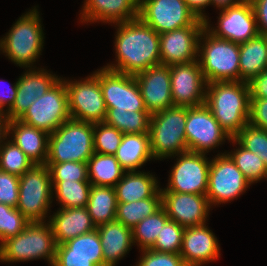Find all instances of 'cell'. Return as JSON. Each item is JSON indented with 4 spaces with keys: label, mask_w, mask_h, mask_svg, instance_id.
Listing matches in <instances>:
<instances>
[{
    "label": "cell",
    "mask_w": 267,
    "mask_h": 266,
    "mask_svg": "<svg viewBox=\"0 0 267 266\" xmlns=\"http://www.w3.org/2000/svg\"><path fill=\"white\" fill-rule=\"evenodd\" d=\"M115 64L104 66L127 75H136L160 64L159 34L139 17L116 23Z\"/></svg>",
    "instance_id": "obj_1"
},
{
    "label": "cell",
    "mask_w": 267,
    "mask_h": 266,
    "mask_svg": "<svg viewBox=\"0 0 267 266\" xmlns=\"http://www.w3.org/2000/svg\"><path fill=\"white\" fill-rule=\"evenodd\" d=\"M220 126L234 138L249 123L250 89L246 81L207 83L205 103Z\"/></svg>",
    "instance_id": "obj_2"
},
{
    "label": "cell",
    "mask_w": 267,
    "mask_h": 266,
    "mask_svg": "<svg viewBox=\"0 0 267 266\" xmlns=\"http://www.w3.org/2000/svg\"><path fill=\"white\" fill-rule=\"evenodd\" d=\"M36 6L19 17L9 32L0 39V51L19 67L33 68L41 55L44 33Z\"/></svg>",
    "instance_id": "obj_3"
},
{
    "label": "cell",
    "mask_w": 267,
    "mask_h": 266,
    "mask_svg": "<svg viewBox=\"0 0 267 266\" xmlns=\"http://www.w3.org/2000/svg\"><path fill=\"white\" fill-rule=\"evenodd\" d=\"M55 238L49 222H29L24 230L0 244V262H24L46 259L53 266L56 257Z\"/></svg>",
    "instance_id": "obj_4"
},
{
    "label": "cell",
    "mask_w": 267,
    "mask_h": 266,
    "mask_svg": "<svg viewBox=\"0 0 267 266\" xmlns=\"http://www.w3.org/2000/svg\"><path fill=\"white\" fill-rule=\"evenodd\" d=\"M197 61L207 83L240 81L239 44L214 37L205 28L199 38Z\"/></svg>",
    "instance_id": "obj_5"
},
{
    "label": "cell",
    "mask_w": 267,
    "mask_h": 266,
    "mask_svg": "<svg viewBox=\"0 0 267 266\" xmlns=\"http://www.w3.org/2000/svg\"><path fill=\"white\" fill-rule=\"evenodd\" d=\"M187 107L173 106L150 118V150L155 160L175 158L188 151L186 143Z\"/></svg>",
    "instance_id": "obj_6"
},
{
    "label": "cell",
    "mask_w": 267,
    "mask_h": 266,
    "mask_svg": "<svg viewBox=\"0 0 267 266\" xmlns=\"http://www.w3.org/2000/svg\"><path fill=\"white\" fill-rule=\"evenodd\" d=\"M93 130L94 123L71 118L64 122L49 134L46 163H87L94 153Z\"/></svg>",
    "instance_id": "obj_7"
},
{
    "label": "cell",
    "mask_w": 267,
    "mask_h": 266,
    "mask_svg": "<svg viewBox=\"0 0 267 266\" xmlns=\"http://www.w3.org/2000/svg\"><path fill=\"white\" fill-rule=\"evenodd\" d=\"M52 181L46 164H35L19 177L17 209L29 222H46L53 201Z\"/></svg>",
    "instance_id": "obj_8"
},
{
    "label": "cell",
    "mask_w": 267,
    "mask_h": 266,
    "mask_svg": "<svg viewBox=\"0 0 267 266\" xmlns=\"http://www.w3.org/2000/svg\"><path fill=\"white\" fill-rule=\"evenodd\" d=\"M63 80L67 88L70 118L90 123L104 122L107 108L99 83V69L83 80Z\"/></svg>",
    "instance_id": "obj_9"
},
{
    "label": "cell",
    "mask_w": 267,
    "mask_h": 266,
    "mask_svg": "<svg viewBox=\"0 0 267 266\" xmlns=\"http://www.w3.org/2000/svg\"><path fill=\"white\" fill-rule=\"evenodd\" d=\"M69 119L67 88L61 77L43 96L36 99L18 120L52 134Z\"/></svg>",
    "instance_id": "obj_10"
},
{
    "label": "cell",
    "mask_w": 267,
    "mask_h": 266,
    "mask_svg": "<svg viewBox=\"0 0 267 266\" xmlns=\"http://www.w3.org/2000/svg\"><path fill=\"white\" fill-rule=\"evenodd\" d=\"M250 185L226 152L211 160L206 194L210 206L233 201L243 195Z\"/></svg>",
    "instance_id": "obj_11"
},
{
    "label": "cell",
    "mask_w": 267,
    "mask_h": 266,
    "mask_svg": "<svg viewBox=\"0 0 267 266\" xmlns=\"http://www.w3.org/2000/svg\"><path fill=\"white\" fill-rule=\"evenodd\" d=\"M176 156L168 185L160 191L206 195L211 162L206 154L186 151Z\"/></svg>",
    "instance_id": "obj_12"
},
{
    "label": "cell",
    "mask_w": 267,
    "mask_h": 266,
    "mask_svg": "<svg viewBox=\"0 0 267 266\" xmlns=\"http://www.w3.org/2000/svg\"><path fill=\"white\" fill-rule=\"evenodd\" d=\"M138 17L158 34L190 25H204L185 0H143Z\"/></svg>",
    "instance_id": "obj_13"
},
{
    "label": "cell",
    "mask_w": 267,
    "mask_h": 266,
    "mask_svg": "<svg viewBox=\"0 0 267 266\" xmlns=\"http://www.w3.org/2000/svg\"><path fill=\"white\" fill-rule=\"evenodd\" d=\"M185 133L188 151L200 154L209 153L226 139L231 140L205 104L187 107Z\"/></svg>",
    "instance_id": "obj_14"
},
{
    "label": "cell",
    "mask_w": 267,
    "mask_h": 266,
    "mask_svg": "<svg viewBox=\"0 0 267 266\" xmlns=\"http://www.w3.org/2000/svg\"><path fill=\"white\" fill-rule=\"evenodd\" d=\"M99 83L107 111H147L133 75L99 69Z\"/></svg>",
    "instance_id": "obj_15"
},
{
    "label": "cell",
    "mask_w": 267,
    "mask_h": 266,
    "mask_svg": "<svg viewBox=\"0 0 267 266\" xmlns=\"http://www.w3.org/2000/svg\"><path fill=\"white\" fill-rule=\"evenodd\" d=\"M218 26L211 27L209 17L204 21L205 29L214 37L234 43H244L258 35L255 15L249 0L220 10Z\"/></svg>",
    "instance_id": "obj_16"
},
{
    "label": "cell",
    "mask_w": 267,
    "mask_h": 266,
    "mask_svg": "<svg viewBox=\"0 0 267 266\" xmlns=\"http://www.w3.org/2000/svg\"><path fill=\"white\" fill-rule=\"evenodd\" d=\"M174 106L194 107L205 103L207 82L198 61L170 66Z\"/></svg>",
    "instance_id": "obj_17"
},
{
    "label": "cell",
    "mask_w": 267,
    "mask_h": 266,
    "mask_svg": "<svg viewBox=\"0 0 267 266\" xmlns=\"http://www.w3.org/2000/svg\"><path fill=\"white\" fill-rule=\"evenodd\" d=\"M204 25H190L159 34L160 64L174 65L196 61Z\"/></svg>",
    "instance_id": "obj_18"
},
{
    "label": "cell",
    "mask_w": 267,
    "mask_h": 266,
    "mask_svg": "<svg viewBox=\"0 0 267 266\" xmlns=\"http://www.w3.org/2000/svg\"><path fill=\"white\" fill-rule=\"evenodd\" d=\"M169 220L184 228L205 224L212 208L206 195L160 191Z\"/></svg>",
    "instance_id": "obj_19"
},
{
    "label": "cell",
    "mask_w": 267,
    "mask_h": 266,
    "mask_svg": "<svg viewBox=\"0 0 267 266\" xmlns=\"http://www.w3.org/2000/svg\"><path fill=\"white\" fill-rule=\"evenodd\" d=\"M146 110L152 115L173 107L170 66L159 64L134 75Z\"/></svg>",
    "instance_id": "obj_20"
},
{
    "label": "cell",
    "mask_w": 267,
    "mask_h": 266,
    "mask_svg": "<svg viewBox=\"0 0 267 266\" xmlns=\"http://www.w3.org/2000/svg\"><path fill=\"white\" fill-rule=\"evenodd\" d=\"M35 68V66L27 68L26 72L17 79L14 104L5 112L9 120L19 119L36 99L43 96L61 79L44 68Z\"/></svg>",
    "instance_id": "obj_21"
},
{
    "label": "cell",
    "mask_w": 267,
    "mask_h": 266,
    "mask_svg": "<svg viewBox=\"0 0 267 266\" xmlns=\"http://www.w3.org/2000/svg\"><path fill=\"white\" fill-rule=\"evenodd\" d=\"M220 250L217 237L208 225L184 229L180 255L186 266H202L216 261L221 255Z\"/></svg>",
    "instance_id": "obj_22"
},
{
    "label": "cell",
    "mask_w": 267,
    "mask_h": 266,
    "mask_svg": "<svg viewBox=\"0 0 267 266\" xmlns=\"http://www.w3.org/2000/svg\"><path fill=\"white\" fill-rule=\"evenodd\" d=\"M47 221L52 228L57 245L97 229L86 207L58 208V211L49 216Z\"/></svg>",
    "instance_id": "obj_23"
},
{
    "label": "cell",
    "mask_w": 267,
    "mask_h": 266,
    "mask_svg": "<svg viewBox=\"0 0 267 266\" xmlns=\"http://www.w3.org/2000/svg\"><path fill=\"white\" fill-rule=\"evenodd\" d=\"M80 20L86 24L121 23L138 17V9L129 0H85Z\"/></svg>",
    "instance_id": "obj_24"
},
{
    "label": "cell",
    "mask_w": 267,
    "mask_h": 266,
    "mask_svg": "<svg viewBox=\"0 0 267 266\" xmlns=\"http://www.w3.org/2000/svg\"><path fill=\"white\" fill-rule=\"evenodd\" d=\"M8 136L34 164H46L49 139L47 132L15 119L9 121Z\"/></svg>",
    "instance_id": "obj_25"
},
{
    "label": "cell",
    "mask_w": 267,
    "mask_h": 266,
    "mask_svg": "<svg viewBox=\"0 0 267 266\" xmlns=\"http://www.w3.org/2000/svg\"><path fill=\"white\" fill-rule=\"evenodd\" d=\"M103 250L104 266H116L132 249V229L113 220L97 227Z\"/></svg>",
    "instance_id": "obj_26"
},
{
    "label": "cell",
    "mask_w": 267,
    "mask_h": 266,
    "mask_svg": "<svg viewBox=\"0 0 267 266\" xmlns=\"http://www.w3.org/2000/svg\"><path fill=\"white\" fill-rule=\"evenodd\" d=\"M114 190L117 202L129 203L146 198H162L158 180L149 172H125Z\"/></svg>",
    "instance_id": "obj_27"
},
{
    "label": "cell",
    "mask_w": 267,
    "mask_h": 266,
    "mask_svg": "<svg viewBox=\"0 0 267 266\" xmlns=\"http://www.w3.org/2000/svg\"><path fill=\"white\" fill-rule=\"evenodd\" d=\"M114 156L126 172L140 171L138 169L147 161L154 160L150 150L149 133L124 134Z\"/></svg>",
    "instance_id": "obj_28"
},
{
    "label": "cell",
    "mask_w": 267,
    "mask_h": 266,
    "mask_svg": "<svg viewBox=\"0 0 267 266\" xmlns=\"http://www.w3.org/2000/svg\"><path fill=\"white\" fill-rule=\"evenodd\" d=\"M240 81L249 82L267 69V37L257 35L239 44Z\"/></svg>",
    "instance_id": "obj_29"
},
{
    "label": "cell",
    "mask_w": 267,
    "mask_h": 266,
    "mask_svg": "<svg viewBox=\"0 0 267 266\" xmlns=\"http://www.w3.org/2000/svg\"><path fill=\"white\" fill-rule=\"evenodd\" d=\"M86 208L97 227L116 220L117 198L114 187L91 185Z\"/></svg>",
    "instance_id": "obj_30"
},
{
    "label": "cell",
    "mask_w": 267,
    "mask_h": 266,
    "mask_svg": "<svg viewBox=\"0 0 267 266\" xmlns=\"http://www.w3.org/2000/svg\"><path fill=\"white\" fill-rule=\"evenodd\" d=\"M91 185L115 187L126 172L114 155L93 153L87 161Z\"/></svg>",
    "instance_id": "obj_31"
},
{
    "label": "cell",
    "mask_w": 267,
    "mask_h": 266,
    "mask_svg": "<svg viewBox=\"0 0 267 266\" xmlns=\"http://www.w3.org/2000/svg\"><path fill=\"white\" fill-rule=\"evenodd\" d=\"M53 198L61 208L86 207L91 183L89 181H52ZM55 194V197H54Z\"/></svg>",
    "instance_id": "obj_32"
},
{
    "label": "cell",
    "mask_w": 267,
    "mask_h": 266,
    "mask_svg": "<svg viewBox=\"0 0 267 266\" xmlns=\"http://www.w3.org/2000/svg\"><path fill=\"white\" fill-rule=\"evenodd\" d=\"M161 207L162 198H146L129 203L117 202L116 220L132 229Z\"/></svg>",
    "instance_id": "obj_33"
},
{
    "label": "cell",
    "mask_w": 267,
    "mask_h": 266,
    "mask_svg": "<svg viewBox=\"0 0 267 266\" xmlns=\"http://www.w3.org/2000/svg\"><path fill=\"white\" fill-rule=\"evenodd\" d=\"M56 250H69V255L86 256L96 266H104L103 250L97 229L57 245Z\"/></svg>",
    "instance_id": "obj_34"
},
{
    "label": "cell",
    "mask_w": 267,
    "mask_h": 266,
    "mask_svg": "<svg viewBox=\"0 0 267 266\" xmlns=\"http://www.w3.org/2000/svg\"><path fill=\"white\" fill-rule=\"evenodd\" d=\"M151 114L148 111H107L104 122L123 134L149 133Z\"/></svg>",
    "instance_id": "obj_35"
},
{
    "label": "cell",
    "mask_w": 267,
    "mask_h": 266,
    "mask_svg": "<svg viewBox=\"0 0 267 266\" xmlns=\"http://www.w3.org/2000/svg\"><path fill=\"white\" fill-rule=\"evenodd\" d=\"M234 145H239L234 151L226 152L233 160L237 168L243 173L245 178L251 183H257L261 179L267 180V167L259 156L242 147L234 138L229 141Z\"/></svg>",
    "instance_id": "obj_36"
},
{
    "label": "cell",
    "mask_w": 267,
    "mask_h": 266,
    "mask_svg": "<svg viewBox=\"0 0 267 266\" xmlns=\"http://www.w3.org/2000/svg\"><path fill=\"white\" fill-rule=\"evenodd\" d=\"M168 220L169 218L163 207L149 217L144 218L132 228L133 244L136 243L141 250L150 249Z\"/></svg>",
    "instance_id": "obj_37"
},
{
    "label": "cell",
    "mask_w": 267,
    "mask_h": 266,
    "mask_svg": "<svg viewBox=\"0 0 267 266\" xmlns=\"http://www.w3.org/2000/svg\"><path fill=\"white\" fill-rule=\"evenodd\" d=\"M34 165L33 161L9 138L0 147V171L20 177Z\"/></svg>",
    "instance_id": "obj_38"
},
{
    "label": "cell",
    "mask_w": 267,
    "mask_h": 266,
    "mask_svg": "<svg viewBox=\"0 0 267 266\" xmlns=\"http://www.w3.org/2000/svg\"><path fill=\"white\" fill-rule=\"evenodd\" d=\"M234 139L242 147L259 156L267 167V130L247 123Z\"/></svg>",
    "instance_id": "obj_39"
},
{
    "label": "cell",
    "mask_w": 267,
    "mask_h": 266,
    "mask_svg": "<svg viewBox=\"0 0 267 266\" xmlns=\"http://www.w3.org/2000/svg\"><path fill=\"white\" fill-rule=\"evenodd\" d=\"M123 133L105 122L94 123V152L114 155L121 144Z\"/></svg>",
    "instance_id": "obj_40"
},
{
    "label": "cell",
    "mask_w": 267,
    "mask_h": 266,
    "mask_svg": "<svg viewBox=\"0 0 267 266\" xmlns=\"http://www.w3.org/2000/svg\"><path fill=\"white\" fill-rule=\"evenodd\" d=\"M28 223L29 221L17 208L0 203V244L19 235Z\"/></svg>",
    "instance_id": "obj_41"
},
{
    "label": "cell",
    "mask_w": 267,
    "mask_h": 266,
    "mask_svg": "<svg viewBox=\"0 0 267 266\" xmlns=\"http://www.w3.org/2000/svg\"><path fill=\"white\" fill-rule=\"evenodd\" d=\"M184 229L178 223L168 220L150 249L157 252L180 254Z\"/></svg>",
    "instance_id": "obj_42"
},
{
    "label": "cell",
    "mask_w": 267,
    "mask_h": 266,
    "mask_svg": "<svg viewBox=\"0 0 267 266\" xmlns=\"http://www.w3.org/2000/svg\"><path fill=\"white\" fill-rule=\"evenodd\" d=\"M51 174V181H89L87 163L67 161L46 163Z\"/></svg>",
    "instance_id": "obj_43"
},
{
    "label": "cell",
    "mask_w": 267,
    "mask_h": 266,
    "mask_svg": "<svg viewBox=\"0 0 267 266\" xmlns=\"http://www.w3.org/2000/svg\"><path fill=\"white\" fill-rule=\"evenodd\" d=\"M142 256L135 266H186L180 254L140 250Z\"/></svg>",
    "instance_id": "obj_44"
},
{
    "label": "cell",
    "mask_w": 267,
    "mask_h": 266,
    "mask_svg": "<svg viewBox=\"0 0 267 266\" xmlns=\"http://www.w3.org/2000/svg\"><path fill=\"white\" fill-rule=\"evenodd\" d=\"M19 201V177L0 171V203L17 207Z\"/></svg>",
    "instance_id": "obj_45"
},
{
    "label": "cell",
    "mask_w": 267,
    "mask_h": 266,
    "mask_svg": "<svg viewBox=\"0 0 267 266\" xmlns=\"http://www.w3.org/2000/svg\"><path fill=\"white\" fill-rule=\"evenodd\" d=\"M249 123L267 130V98H250Z\"/></svg>",
    "instance_id": "obj_46"
},
{
    "label": "cell",
    "mask_w": 267,
    "mask_h": 266,
    "mask_svg": "<svg viewBox=\"0 0 267 266\" xmlns=\"http://www.w3.org/2000/svg\"><path fill=\"white\" fill-rule=\"evenodd\" d=\"M53 266H96L90 258L81 255H69V250H56Z\"/></svg>",
    "instance_id": "obj_47"
},
{
    "label": "cell",
    "mask_w": 267,
    "mask_h": 266,
    "mask_svg": "<svg viewBox=\"0 0 267 266\" xmlns=\"http://www.w3.org/2000/svg\"><path fill=\"white\" fill-rule=\"evenodd\" d=\"M255 15L259 35L267 37V0H249Z\"/></svg>",
    "instance_id": "obj_48"
},
{
    "label": "cell",
    "mask_w": 267,
    "mask_h": 266,
    "mask_svg": "<svg viewBox=\"0 0 267 266\" xmlns=\"http://www.w3.org/2000/svg\"><path fill=\"white\" fill-rule=\"evenodd\" d=\"M250 98H267V69L249 82Z\"/></svg>",
    "instance_id": "obj_49"
},
{
    "label": "cell",
    "mask_w": 267,
    "mask_h": 266,
    "mask_svg": "<svg viewBox=\"0 0 267 266\" xmlns=\"http://www.w3.org/2000/svg\"><path fill=\"white\" fill-rule=\"evenodd\" d=\"M16 94H17V81L14 83V85L12 84V86H9L8 90L5 89V91L3 90V92L0 91V110L1 111L7 112L12 107L15 101Z\"/></svg>",
    "instance_id": "obj_50"
},
{
    "label": "cell",
    "mask_w": 267,
    "mask_h": 266,
    "mask_svg": "<svg viewBox=\"0 0 267 266\" xmlns=\"http://www.w3.org/2000/svg\"><path fill=\"white\" fill-rule=\"evenodd\" d=\"M189 9L196 15L198 19L205 21L208 16L203 13L204 9L211 5V0H185Z\"/></svg>",
    "instance_id": "obj_51"
},
{
    "label": "cell",
    "mask_w": 267,
    "mask_h": 266,
    "mask_svg": "<svg viewBox=\"0 0 267 266\" xmlns=\"http://www.w3.org/2000/svg\"><path fill=\"white\" fill-rule=\"evenodd\" d=\"M9 121L6 113L0 110V147L8 139Z\"/></svg>",
    "instance_id": "obj_52"
},
{
    "label": "cell",
    "mask_w": 267,
    "mask_h": 266,
    "mask_svg": "<svg viewBox=\"0 0 267 266\" xmlns=\"http://www.w3.org/2000/svg\"><path fill=\"white\" fill-rule=\"evenodd\" d=\"M242 0H211V5L217 7L219 10L234 6Z\"/></svg>",
    "instance_id": "obj_53"
},
{
    "label": "cell",
    "mask_w": 267,
    "mask_h": 266,
    "mask_svg": "<svg viewBox=\"0 0 267 266\" xmlns=\"http://www.w3.org/2000/svg\"><path fill=\"white\" fill-rule=\"evenodd\" d=\"M137 9H139L143 3V0H129Z\"/></svg>",
    "instance_id": "obj_54"
}]
</instances>
